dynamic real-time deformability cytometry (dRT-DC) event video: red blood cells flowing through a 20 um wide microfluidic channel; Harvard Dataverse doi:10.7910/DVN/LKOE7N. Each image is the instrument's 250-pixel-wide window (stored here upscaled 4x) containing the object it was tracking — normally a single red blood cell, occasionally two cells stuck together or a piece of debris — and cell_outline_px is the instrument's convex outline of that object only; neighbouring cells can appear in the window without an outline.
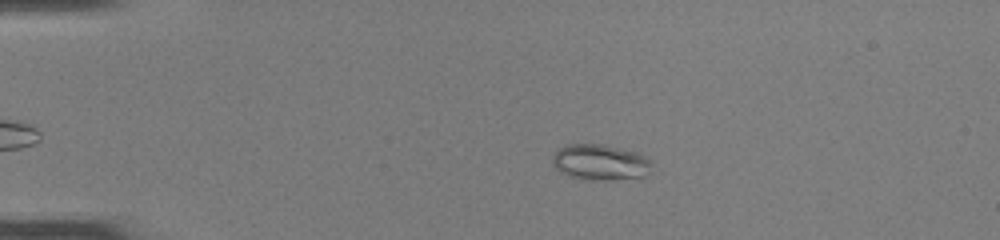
{"species": "common noctule bat (a hibernating species)", "species_latin": "Nyctalus noctula", "temperature_condition": "room temperature", "stored_images_in_passage": 50, "camera_frame_rate_fps": 3000, "um_per_image_px": 0.085, "animal": {"sex": "female", "body_mass_g": 22.0, "forearm_length_mm": 56.7}, "frame": {"image": 1, "passage_image": 11, "time_ms": 3.333, "image_size_px": [1000, 240], "cell_outline_px": [[652, 164], [648, 176], [608, 180], [584, 180], [568, 176], [560, 172], [552, 164], [552, 156], [556, 148], [568, 144], [604, 144], [636, 152], [652, 160]], "centroid_in_image_um": [51.0, 13.79], "position_along_channel_um": 34.0, "area_um2": 21.15}}
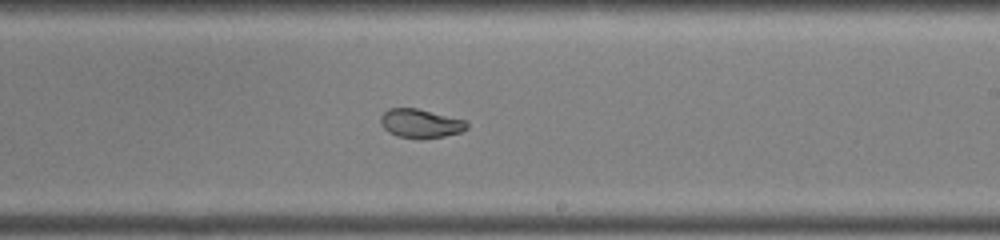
{"frame": {"image": 2, "passage_image": 31, "time_ms": 10.0, "image_size_px": [1000, 240], "cell_outline_px": [[468, 128], [460, 132], [444, 136], [396, 136], [388, 132], [380, 124], [380, 116], [388, 108], [416, 108], [464, 120], [468, 124]], "centroid_in_image_um": [35.7, 10.45], "position_along_channel_um": 253.3, "area_um2": 13.93}}
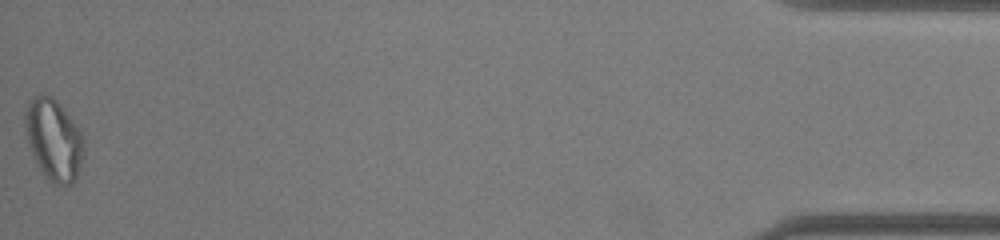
{"frame": {"image": 3, "passage_image": 50, "time_ms": 16.333, "image_size_px": [1000, 240], "cell_outline_px": [[84, 156], [76, 176], [72, 184], [56, 184], [44, 176], [32, 152], [28, 140], [24, 120], [24, 112], [28, 100], [36, 96], [52, 96], [56, 100], [72, 120], [80, 132], [84, 140]], "centroid_in_image_um": [4.57, 11.87], "position_along_channel_um": 430.6, "area_um2": 27.28}}